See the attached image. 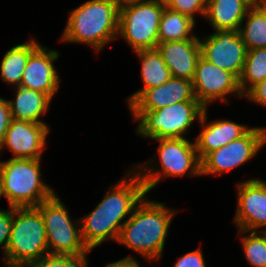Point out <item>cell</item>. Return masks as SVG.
<instances>
[{
	"label": "cell",
	"mask_w": 266,
	"mask_h": 267,
	"mask_svg": "<svg viewBox=\"0 0 266 267\" xmlns=\"http://www.w3.org/2000/svg\"><path fill=\"white\" fill-rule=\"evenodd\" d=\"M130 172L110 186L93 211L80 217L82 239L90 251L108 239L117 243L123 224L147 194L140 175L134 169Z\"/></svg>",
	"instance_id": "6da1fadb"
},
{
	"label": "cell",
	"mask_w": 266,
	"mask_h": 267,
	"mask_svg": "<svg viewBox=\"0 0 266 267\" xmlns=\"http://www.w3.org/2000/svg\"><path fill=\"white\" fill-rule=\"evenodd\" d=\"M177 211L162 202L148 200L145 195L123 224L117 242L135 251L144 260L160 261Z\"/></svg>",
	"instance_id": "7a4b0ae2"
},
{
	"label": "cell",
	"mask_w": 266,
	"mask_h": 267,
	"mask_svg": "<svg viewBox=\"0 0 266 267\" xmlns=\"http://www.w3.org/2000/svg\"><path fill=\"white\" fill-rule=\"evenodd\" d=\"M61 42L87 44L101 51L118 38L119 10L111 0H89L68 16Z\"/></svg>",
	"instance_id": "3957f363"
},
{
	"label": "cell",
	"mask_w": 266,
	"mask_h": 267,
	"mask_svg": "<svg viewBox=\"0 0 266 267\" xmlns=\"http://www.w3.org/2000/svg\"><path fill=\"white\" fill-rule=\"evenodd\" d=\"M49 254L45 226L37 207H13L5 267H27Z\"/></svg>",
	"instance_id": "277c9868"
},
{
	"label": "cell",
	"mask_w": 266,
	"mask_h": 267,
	"mask_svg": "<svg viewBox=\"0 0 266 267\" xmlns=\"http://www.w3.org/2000/svg\"><path fill=\"white\" fill-rule=\"evenodd\" d=\"M41 159L10 158L0 161L3 193L9 207H37L55 191L41 175Z\"/></svg>",
	"instance_id": "5b68a950"
},
{
	"label": "cell",
	"mask_w": 266,
	"mask_h": 267,
	"mask_svg": "<svg viewBox=\"0 0 266 267\" xmlns=\"http://www.w3.org/2000/svg\"><path fill=\"white\" fill-rule=\"evenodd\" d=\"M154 141H159L157 154L161 170L157 169V164L154 168L148 163L133 167L140 175L147 194L165 177H182L186 173L201 176V161L195 142L187 138H163Z\"/></svg>",
	"instance_id": "8992f818"
},
{
	"label": "cell",
	"mask_w": 266,
	"mask_h": 267,
	"mask_svg": "<svg viewBox=\"0 0 266 267\" xmlns=\"http://www.w3.org/2000/svg\"><path fill=\"white\" fill-rule=\"evenodd\" d=\"M205 107L199 101H183L157 110H130L138 122L136 133L150 140L186 138L194 121H200Z\"/></svg>",
	"instance_id": "52a82bcc"
},
{
	"label": "cell",
	"mask_w": 266,
	"mask_h": 267,
	"mask_svg": "<svg viewBox=\"0 0 266 267\" xmlns=\"http://www.w3.org/2000/svg\"><path fill=\"white\" fill-rule=\"evenodd\" d=\"M37 208L43 218L49 254L87 256L91 252L83 242L80 219L72 221L56 193Z\"/></svg>",
	"instance_id": "ba28073f"
},
{
	"label": "cell",
	"mask_w": 266,
	"mask_h": 267,
	"mask_svg": "<svg viewBox=\"0 0 266 267\" xmlns=\"http://www.w3.org/2000/svg\"><path fill=\"white\" fill-rule=\"evenodd\" d=\"M165 2L144 0L119 11L118 37L125 39L134 52L156 49L158 30Z\"/></svg>",
	"instance_id": "9c48e42d"
},
{
	"label": "cell",
	"mask_w": 266,
	"mask_h": 267,
	"mask_svg": "<svg viewBox=\"0 0 266 267\" xmlns=\"http://www.w3.org/2000/svg\"><path fill=\"white\" fill-rule=\"evenodd\" d=\"M266 144V128L251 127L243 136L208 153L201 160V175L224 174L245 164Z\"/></svg>",
	"instance_id": "30bf717a"
},
{
	"label": "cell",
	"mask_w": 266,
	"mask_h": 267,
	"mask_svg": "<svg viewBox=\"0 0 266 267\" xmlns=\"http://www.w3.org/2000/svg\"><path fill=\"white\" fill-rule=\"evenodd\" d=\"M203 38H199L201 56L239 79L248 51L239 31L214 30V33Z\"/></svg>",
	"instance_id": "8fae6325"
},
{
	"label": "cell",
	"mask_w": 266,
	"mask_h": 267,
	"mask_svg": "<svg viewBox=\"0 0 266 267\" xmlns=\"http://www.w3.org/2000/svg\"><path fill=\"white\" fill-rule=\"evenodd\" d=\"M195 98L205 107L220 100L228 103V95L243 98L239 88V79L230 71L222 69L204 59H198L192 80Z\"/></svg>",
	"instance_id": "7c38bea8"
},
{
	"label": "cell",
	"mask_w": 266,
	"mask_h": 267,
	"mask_svg": "<svg viewBox=\"0 0 266 267\" xmlns=\"http://www.w3.org/2000/svg\"><path fill=\"white\" fill-rule=\"evenodd\" d=\"M234 223L238 230L259 231L266 228V182L251 178L238 184ZM263 227V228H262Z\"/></svg>",
	"instance_id": "4fadbf2b"
},
{
	"label": "cell",
	"mask_w": 266,
	"mask_h": 267,
	"mask_svg": "<svg viewBox=\"0 0 266 267\" xmlns=\"http://www.w3.org/2000/svg\"><path fill=\"white\" fill-rule=\"evenodd\" d=\"M49 132L47 124L12 119L0 145V153L8 148L13 155L11 158L42 159Z\"/></svg>",
	"instance_id": "5bb4252c"
},
{
	"label": "cell",
	"mask_w": 266,
	"mask_h": 267,
	"mask_svg": "<svg viewBox=\"0 0 266 267\" xmlns=\"http://www.w3.org/2000/svg\"><path fill=\"white\" fill-rule=\"evenodd\" d=\"M59 55V51L39 44L30 53L20 86L42 92L53 99L60 87V77L54 65Z\"/></svg>",
	"instance_id": "9a60e30c"
},
{
	"label": "cell",
	"mask_w": 266,
	"mask_h": 267,
	"mask_svg": "<svg viewBox=\"0 0 266 267\" xmlns=\"http://www.w3.org/2000/svg\"><path fill=\"white\" fill-rule=\"evenodd\" d=\"M183 101H198L192 81L171 77L162 85L144 90L129 106V110H157Z\"/></svg>",
	"instance_id": "2e32d148"
},
{
	"label": "cell",
	"mask_w": 266,
	"mask_h": 267,
	"mask_svg": "<svg viewBox=\"0 0 266 267\" xmlns=\"http://www.w3.org/2000/svg\"><path fill=\"white\" fill-rule=\"evenodd\" d=\"M207 113V108H205L199 121L202 130L194 140L200 161L208 153L240 138L251 128L226 119L208 122Z\"/></svg>",
	"instance_id": "e0dca14e"
},
{
	"label": "cell",
	"mask_w": 266,
	"mask_h": 267,
	"mask_svg": "<svg viewBox=\"0 0 266 267\" xmlns=\"http://www.w3.org/2000/svg\"><path fill=\"white\" fill-rule=\"evenodd\" d=\"M156 49L170 69L172 77L193 80L198 59L201 57L199 39L161 42Z\"/></svg>",
	"instance_id": "ac0fdd59"
},
{
	"label": "cell",
	"mask_w": 266,
	"mask_h": 267,
	"mask_svg": "<svg viewBox=\"0 0 266 267\" xmlns=\"http://www.w3.org/2000/svg\"><path fill=\"white\" fill-rule=\"evenodd\" d=\"M251 0H207L205 19L213 30L239 31Z\"/></svg>",
	"instance_id": "d6986e66"
},
{
	"label": "cell",
	"mask_w": 266,
	"mask_h": 267,
	"mask_svg": "<svg viewBox=\"0 0 266 267\" xmlns=\"http://www.w3.org/2000/svg\"><path fill=\"white\" fill-rule=\"evenodd\" d=\"M15 98L8 100L12 119L46 124L40 118L50 109L52 99L42 92L15 87Z\"/></svg>",
	"instance_id": "ffe728a7"
},
{
	"label": "cell",
	"mask_w": 266,
	"mask_h": 267,
	"mask_svg": "<svg viewBox=\"0 0 266 267\" xmlns=\"http://www.w3.org/2000/svg\"><path fill=\"white\" fill-rule=\"evenodd\" d=\"M135 53L140 58L141 80L144 83V87L126 99L128 106L144 90L162 85L172 77L170 69L166 66L157 49L138 50Z\"/></svg>",
	"instance_id": "44dd1931"
},
{
	"label": "cell",
	"mask_w": 266,
	"mask_h": 267,
	"mask_svg": "<svg viewBox=\"0 0 266 267\" xmlns=\"http://www.w3.org/2000/svg\"><path fill=\"white\" fill-rule=\"evenodd\" d=\"M39 44L36 39H29L28 42L14 45L7 51L0 64V77L2 81L19 87L30 53Z\"/></svg>",
	"instance_id": "7402d4cb"
},
{
	"label": "cell",
	"mask_w": 266,
	"mask_h": 267,
	"mask_svg": "<svg viewBox=\"0 0 266 267\" xmlns=\"http://www.w3.org/2000/svg\"><path fill=\"white\" fill-rule=\"evenodd\" d=\"M195 24L190 17L165 7L159 23L158 42L199 39L192 32Z\"/></svg>",
	"instance_id": "603a6c76"
},
{
	"label": "cell",
	"mask_w": 266,
	"mask_h": 267,
	"mask_svg": "<svg viewBox=\"0 0 266 267\" xmlns=\"http://www.w3.org/2000/svg\"><path fill=\"white\" fill-rule=\"evenodd\" d=\"M246 20V21H244ZM239 33L247 50L266 48V11L259 3H254L244 17Z\"/></svg>",
	"instance_id": "cb8c5ba5"
},
{
	"label": "cell",
	"mask_w": 266,
	"mask_h": 267,
	"mask_svg": "<svg viewBox=\"0 0 266 267\" xmlns=\"http://www.w3.org/2000/svg\"><path fill=\"white\" fill-rule=\"evenodd\" d=\"M264 79H266V48L248 50L244 68L239 78V88L243 96Z\"/></svg>",
	"instance_id": "d4e9b609"
},
{
	"label": "cell",
	"mask_w": 266,
	"mask_h": 267,
	"mask_svg": "<svg viewBox=\"0 0 266 267\" xmlns=\"http://www.w3.org/2000/svg\"><path fill=\"white\" fill-rule=\"evenodd\" d=\"M247 262L253 267H266V236L262 231L237 230ZM259 233V234H258Z\"/></svg>",
	"instance_id": "484cf974"
},
{
	"label": "cell",
	"mask_w": 266,
	"mask_h": 267,
	"mask_svg": "<svg viewBox=\"0 0 266 267\" xmlns=\"http://www.w3.org/2000/svg\"><path fill=\"white\" fill-rule=\"evenodd\" d=\"M87 256L48 254L27 267H88Z\"/></svg>",
	"instance_id": "4316f807"
},
{
	"label": "cell",
	"mask_w": 266,
	"mask_h": 267,
	"mask_svg": "<svg viewBox=\"0 0 266 267\" xmlns=\"http://www.w3.org/2000/svg\"><path fill=\"white\" fill-rule=\"evenodd\" d=\"M165 6L175 12L190 17L195 22V14L205 16L207 0H165Z\"/></svg>",
	"instance_id": "83f0119b"
},
{
	"label": "cell",
	"mask_w": 266,
	"mask_h": 267,
	"mask_svg": "<svg viewBox=\"0 0 266 267\" xmlns=\"http://www.w3.org/2000/svg\"><path fill=\"white\" fill-rule=\"evenodd\" d=\"M13 220V207L9 210H0V247L3 249V257L6 253Z\"/></svg>",
	"instance_id": "f1b7e54d"
},
{
	"label": "cell",
	"mask_w": 266,
	"mask_h": 267,
	"mask_svg": "<svg viewBox=\"0 0 266 267\" xmlns=\"http://www.w3.org/2000/svg\"><path fill=\"white\" fill-rule=\"evenodd\" d=\"M174 267H206L202 250L198 248L178 257Z\"/></svg>",
	"instance_id": "f546056e"
},
{
	"label": "cell",
	"mask_w": 266,
	"mask_h": 267,
	"mask_svg": "<svg viewBox=\"0 0 266 267\" xmlns=\"http://www.w3.org/2000/svg\"><path fill=\"white\" fill-rule=\"evenodd\" d=\"M247 98L257 105L266 107V79L253 86L245 95Z\"/></svg>",
	"instance_id": "4dcf8cb0"
},
{
	"label": "cell",
	"mask_w": 266,
	"mask_h": 267,
	"mask_svg": "<svg viewBox=\"0 0 266 267\" xmlns=\"http://www.w3.org/2000/svg\"><path fill=\"white\" fill-rule=\"evenodd\" d=\"M12 120L8 100L0 97V145L3 143L5 134Z\"/></svg>",
	"instance_id": "1f68e13d"
},
{
	"label": "cell",
	"mask_w": 266,
	"mask_h": 267,
	"mask_svg": "<svg viewBox=\"0 0 266 267\" xmlns=\"http://www.w3.org/2000/svg\"><path fill=\"white\" fill-rule=\"evenodd\" d=\"M105 267H141L139 262L133 256H126L115 262L108 263Z\"/></svg>",
	"instance_id": "d6a6232c"
},
{
	"label": "cell",
	"mask_w": 266,
	"mask_h": 267,
	"mask_svg": "<svg viewBox=\"0 0 266 267\" xmlns=\"http://www.w3.org/2000/svg\"><path fill=\"white\" fill-rule=\"evenodd\" d=\"M111 1L114 3L115 7L120 11L123 8L132 6L144 0H111Z\"/></svg>",
	"instance_id": "836d02e7"
},
{
	"label": "cell",
	"mask_w": 266,
	"mask_h": 267,
	"mask_svg": "<svg viewBox=\"0 0 266 267\" xmlns=\"http://www.w3.org/2000/svg\"><path fill=\"white\" fill-rule=\"evenodd\" d=\"M3 196H4V193H3V180H2V173H1V170H0V199ZM0 210H2V209H0Z\"/></svg>",
	"instance_id": "e575fe53"
},
{
	"label": "cell",
	"mask_w": 266,
	"mask_h": 267,
	"mask_svg": "<svg viewBox=\"0 0 266 267\" xmlns=\"http://www.w3.org/2000/svg\"><path fill=\"white\" fill-rule=\"evenodd\" d=\"M259 4L264 8V10L266 11V0H260Z\"/></svg>",
	"instance_id": "d590c367"
},
{
	"label": "cell",
	"mask_w": 266,
	"mask_h": 267,
	"mask_svg": "<svg viewBox=\"0 0 266 267\" xmlns=\"http://www.w3.org/2000/svg\"><path fill=\"white\" fill-rule=\"evenodd\" d=\"M260 231H262L263 234L266 236V228H265L264 230H261V229H260Z\"/></svg>",
	"instance_id": "8d00e7d4"
},
{
	"label": "cell",
	"mask_w": 266,
	"mask_h": 267,
	"mask_svg": "<svg viewBox=\"0 0 266 267\" xmlns=\"http://www.w3.org/2000/svg\"><path fill=\"white\" fill-rule=\"evenodd\" d=\"M253 3H259L260 0H251Z\"/></svg>",
	"instance_id": "74e56055"
}]
</instances>
